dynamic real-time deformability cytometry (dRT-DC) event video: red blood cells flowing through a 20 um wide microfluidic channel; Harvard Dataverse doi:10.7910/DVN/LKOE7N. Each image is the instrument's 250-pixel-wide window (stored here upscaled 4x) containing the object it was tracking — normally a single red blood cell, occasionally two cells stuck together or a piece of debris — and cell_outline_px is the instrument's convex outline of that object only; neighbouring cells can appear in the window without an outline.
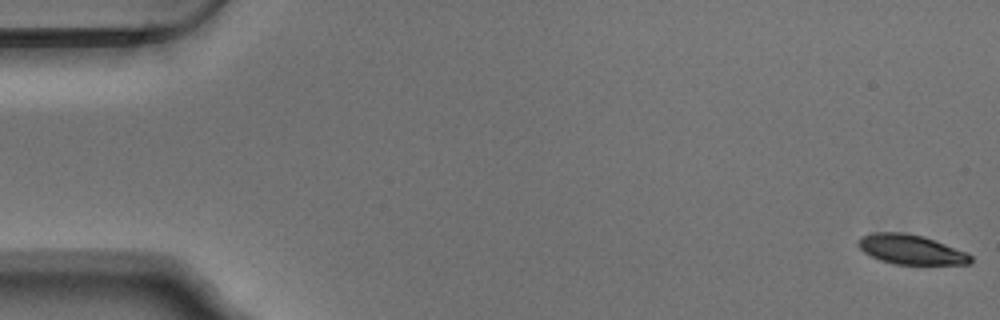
{"species": "Egyptian fruit bat (a non-hibernating species)", "species_latin": "Rousettus aegyptiacus", "temperature_condition": "warm", "stored_images_in_passage": 55, "camera_frame_rate_fps": 3000, "um_per_image_px": 0.085, "animal": {"sex": "male"}, "frame": {"image": 1, "passage_image": 1, "time_ms": 0.0, "image_size_px": [1000, 320], "cell_outline_px": [[972, 260], [968, 264], [896, 264], [880, 260], [864, 252], [856, 244], [856, 240], [860, 236], [872, 232], [900, 232], [924, 236], [968, 252], [972, 256]], "centroid_in_image_um": [77.41, 21.19], "position_along_channel_um": 7.6, "area_um2": 19.54}}
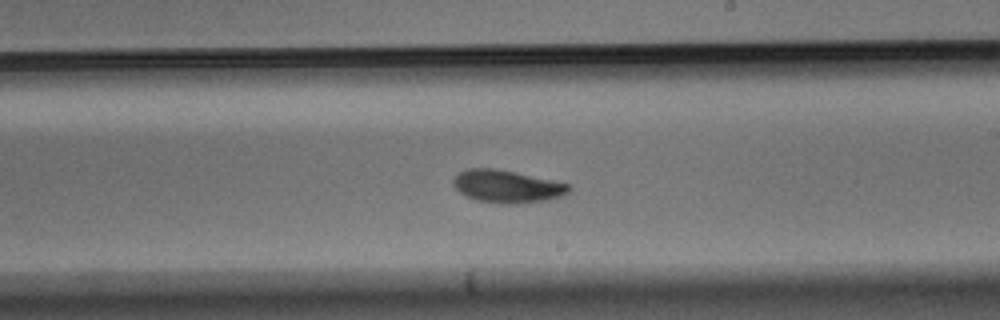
{"frame": {"image": 2, "passage_image": 32, "time_ms": 10.333, "image_size_px": [1000, 320], "cell_outline_px": [[572, 188], [564, 196], [548, 200], [516, 204], [500, 204], [476, 200], [464, 196], [452, 184], [452, 180], [460, 172], [468, 168], [496, 168], [552, 180], [568, 184]], "centroid_in_image_um": [43.09, 15.86], "position_along_channel_um": 245.9, "area_um2": 22.14}}
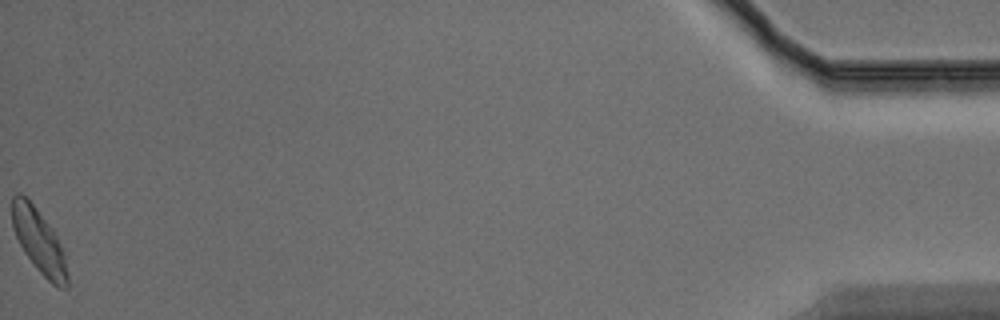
{"frame": {"image": 3, "passage_image": 55, "time_ms": 18.0, "image_size_px": [1000, 320], "cell_outline_px": [[68, 288], [56, 288], [36, 268], [24, 252], [16, 236], [12, 224], [12, 196], [16, 192], [20, 192], [32, 204], [52, 228], [64, 252], [68, 276]], "centroid_in_image_um": [3.32, 20.53], "position_along_channel_um": 431.9, "area_um2": 20.46}, "authors_computed_cell_mechanics": {"area_um2": 21.0392, "velocity_mm_per_s": 3.7097, "shape_relaxation_time_tau1_ms": 2.4912, "shape_relaxation_time_tau2_ms": 4.818, "deformation_change_tau1": 0.1356, "deformation_change_tau2": 0.1011}}